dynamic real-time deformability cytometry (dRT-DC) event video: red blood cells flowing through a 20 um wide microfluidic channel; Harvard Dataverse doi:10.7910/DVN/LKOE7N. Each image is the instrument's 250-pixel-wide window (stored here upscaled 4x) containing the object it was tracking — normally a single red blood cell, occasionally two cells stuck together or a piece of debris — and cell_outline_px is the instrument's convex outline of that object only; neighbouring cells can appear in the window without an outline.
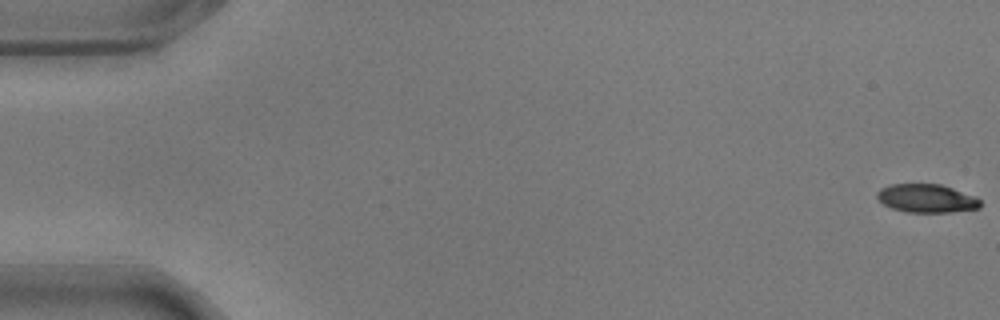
{"species": "common noctule bat (a hibernating species)", "species_latin": "Nyctalus noctula", "temperature_condition": "warm", "stored_images_in_passage": 10, "camera_frame_rate_fps": 3000, "um_per_image_px": 0.085, "animal": {"sex": "male", "body_mass_g": 17.9}, "frame": {"image": 1, "passage_image": 1, "time_ms": 0.0, "image_size_px": [1000, 320], "cell_outline_px": [[980, 208], [952, 212], [908, 212], [892, 208], [884, 204], [876, 196], [876, 192], [880, 188], [892, 184], [940, 184], [976, 196], [980, 200]], "centroid_in_image_um": [78.77, 16.86], "position_along_channel_um": 6.2, "area_um2": 17.05}}